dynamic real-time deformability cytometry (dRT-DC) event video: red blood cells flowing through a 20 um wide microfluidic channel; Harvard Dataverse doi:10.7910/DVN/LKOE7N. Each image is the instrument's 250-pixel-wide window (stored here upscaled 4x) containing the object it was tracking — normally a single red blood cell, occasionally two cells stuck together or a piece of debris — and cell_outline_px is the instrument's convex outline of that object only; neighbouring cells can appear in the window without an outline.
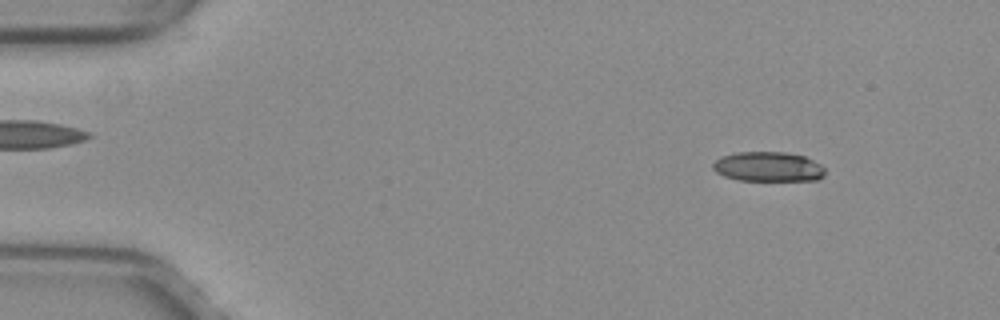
{"species": "common noctule bat (a hibernating species)", "species_latin": "Nyctalus noctula", "temperature_condition": "warm", "stored_images_in_passage": 52, "camera_frame_rate_fps": 3000, "um_per_image_px": 0.085, "animal": {"sex": "female", "body_mass_g": 29.2, "forearm_length_mm": 56.3}, "frame": {"image": 1, "passage_image": 6, "time_ms": 1.667, "image_size_px": [1000, 320], "cell_outline_px": [[824, 176], [816, 180], [740, 180], [724, 176], [716, 172], [712, 168], [712, 164], [720, 156], [736, 152], [784, 152], [804, 156], [820, 164], [824, 168]], "centroid_in_image_um": [65.27, 14.16], "position_along_channel_um": 19.7, "area_um2": 19.36}}
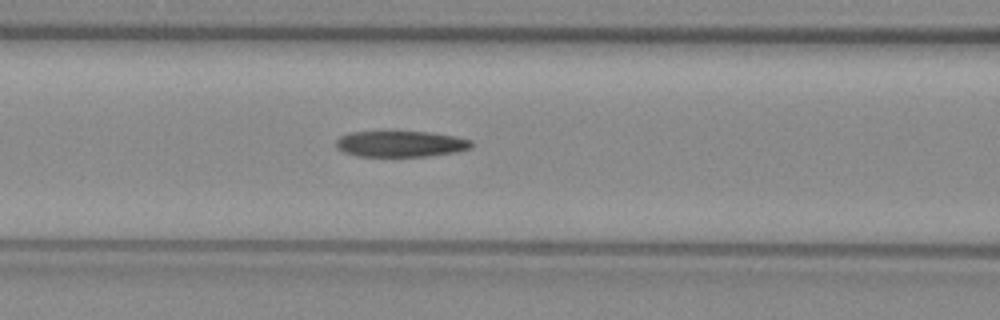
{"frame": {"image": 2, "passage_image": 22, "time_ms": 7.0, "image_size_px": [1000, 320], "cell_outline_px": [[472, 148], [456, 152], [428, 156], [356, 156], [344, 152], [336, 148], [336, 140], [340, 136], [352, 132], [428, 132], [452, 136], [472, 140]], "centroid_in_image_um": [34.05, 12.24], "position_along_channel_um": 132.6, "area_um2": 20.4}}
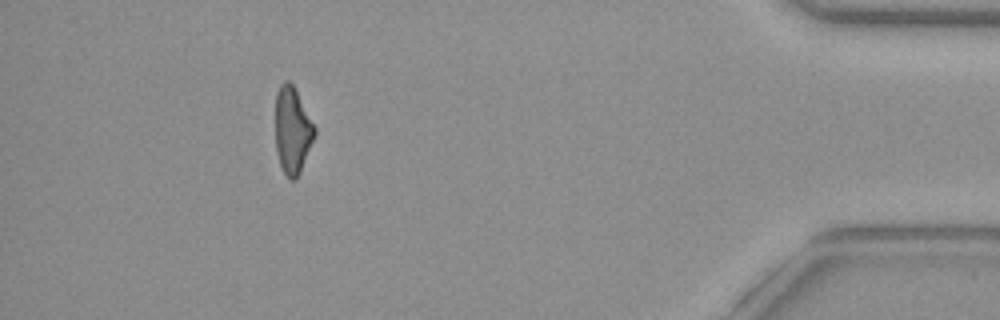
{"frame": {"image": 3, "passage_image": 47, "time_ms": 15.333, "image_size_px": [1000, 320], "cell_outline_px": [[316, 132], [300, 172], [296, 180], [292, 180], [284, 172], [280, 164], [276, 152], [276, 92], [280, 84], [284, 80], [288, 80], [292, 84], [316, 128]], "centroid_in_image_um": [24.84, 11.07], "position_along_channel_um": 410.4, "area_um2": 19.48}, "authors_computed_cell_mechanics": {"area_um2": 20.8947, "velocity_mm_per_s": 4.0341, "shape_relaxation_time_tau1_ms": 10.2835, "shape_relaxation_time_tau2_ms": 9.054, "deformation_change_tau1": 0.2586, "deformation_change_tau2": 0.2545}}